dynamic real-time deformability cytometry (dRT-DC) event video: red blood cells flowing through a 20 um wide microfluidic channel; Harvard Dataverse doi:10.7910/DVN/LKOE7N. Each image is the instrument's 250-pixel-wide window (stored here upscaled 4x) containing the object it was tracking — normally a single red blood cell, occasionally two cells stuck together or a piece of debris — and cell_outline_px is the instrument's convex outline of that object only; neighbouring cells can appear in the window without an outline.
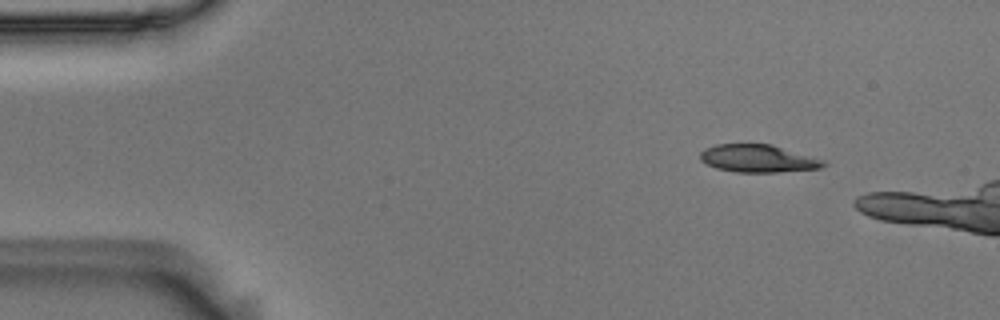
{"species": "Egyptian fruit bat (a non-hibernating species)", "species_latin": "Rousettus aegyptiacus", "temperature_condition": "room temperature", "stored_images_in_passage": 3, "camera_frame_rate_fps": 3000, "um_per_image_px": 0.085, "animal": {"sex": "male"}, "frame": {"image": 1, "passage_image": 1, "time_ms": 0.0, "image_size_px": [1000, 320], "cell_outline_px": [[828, 164], [820, 168], [776, 172], [736, 172], [716, 168], [700, 160], [700, 152], [704, 148], [716, 144], [772, 144], [824, 160]], "centroid_in_image_um": [64.42, 13.47], "position_along_channel_um": 20.6, "area_um2": 19.83}}